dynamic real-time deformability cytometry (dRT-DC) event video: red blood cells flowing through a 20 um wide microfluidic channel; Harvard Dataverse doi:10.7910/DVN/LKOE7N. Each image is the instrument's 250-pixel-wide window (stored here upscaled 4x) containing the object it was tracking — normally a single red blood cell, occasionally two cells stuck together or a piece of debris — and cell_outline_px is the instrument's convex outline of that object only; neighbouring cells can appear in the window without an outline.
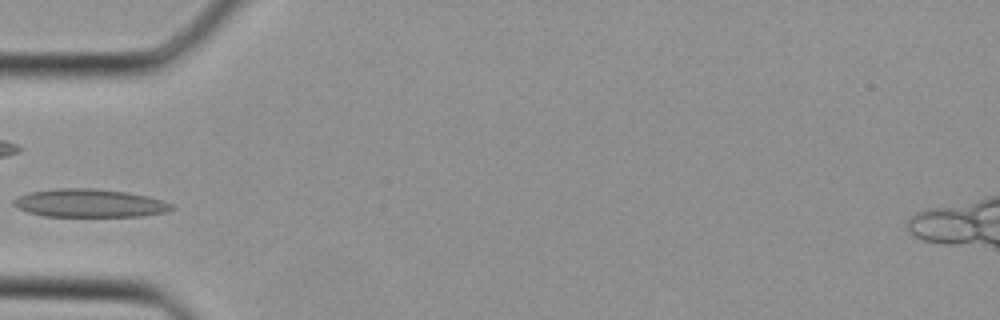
{"species": "Egyptian fruit bat (a non-hibernating species)", "species_latin": "Rousettus aegyptiacus", "temperature_condition": "cold", "stored_images_in_passage": 23, "camera_frame_rate_fps": 3000, "um_per_image_px": 0.085, "animal": {"sex": "female"}, "frame": {"image": 1, "passage_image": 1, "time_ms": 0.0, "image_size_px": [1000, 320], "cell_outline_px": [[176, 208], [168, 212], [140, 216], [44, 216], [28, 212], [12, 204], [12, 200], [28, 192], [56, 188], [92, 188], [128, 192], [148, 196], [172, 204]], "centroid_in_image_um": [7.63, 17.26], "position_along_channel_um": 77.4, "area_um2": 25.95}}
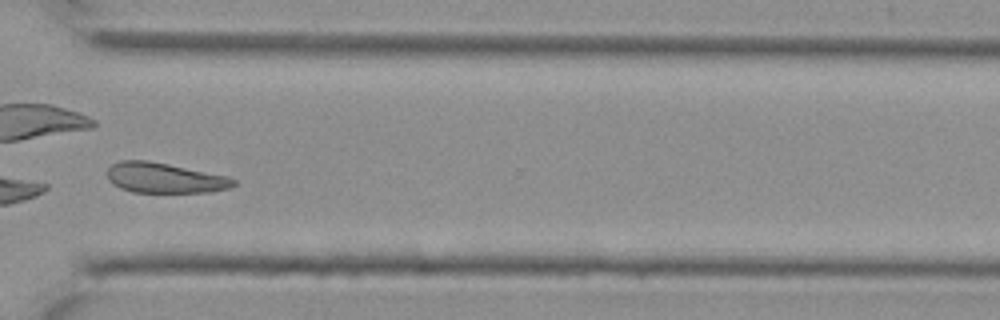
{"frame": {"image": 2, "passage_image": 16, "time_ms": 5.0, "image_size_px": [1000, 320], "cell_outline_px": [[236, 184], [228, 188], [208, 192], [132, 192], [120, 188], [112, 184], [108, 180], [108, 168], [112, 164], [120, 160], [148, 160], [228, 176], [236, 180]], "centroid_in_image_um": [13.97, 15.12], "position_along_channel_um": 356.6, "area_um2": 22.2}}